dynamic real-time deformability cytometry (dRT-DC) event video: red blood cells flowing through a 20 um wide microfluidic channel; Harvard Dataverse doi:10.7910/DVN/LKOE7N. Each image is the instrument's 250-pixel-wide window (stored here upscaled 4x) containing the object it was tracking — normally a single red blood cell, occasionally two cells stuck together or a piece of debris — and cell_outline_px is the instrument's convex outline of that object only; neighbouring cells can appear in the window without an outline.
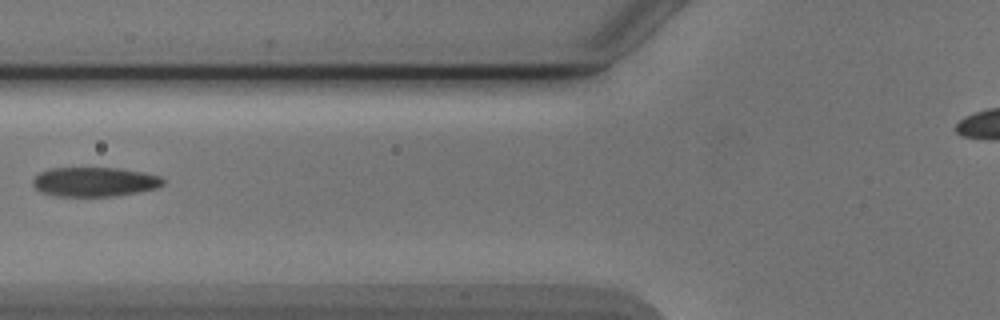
{"species": "Egyptian fruit bat (a non-hibernating species)", "species_latin": "Rousettus aegyptiacus", "temperature_condition": "cold", "stored_images_in_passage": 4, "camera_frame_rate_fps": 3000, "um_per_image_px": 0.085, "animal": {"sex": "male"}, "frame": {"image": 1, "passage_image": 3, "time_ms": 2.667, "image_size_px": [1000, 320], "cell_outline_px": [[164, 184], [156, 188], [116, 196], [56, 196], [40, 192], [32, 184], [32, 180], [40, 172], [52, 168], [116, 168], [144, 172], [160, 176], [164, 180]], "centroid_in_image_um": [8.03, 15.46], "position_along_channel_um": 117.8, "area_um2": 22.25}}
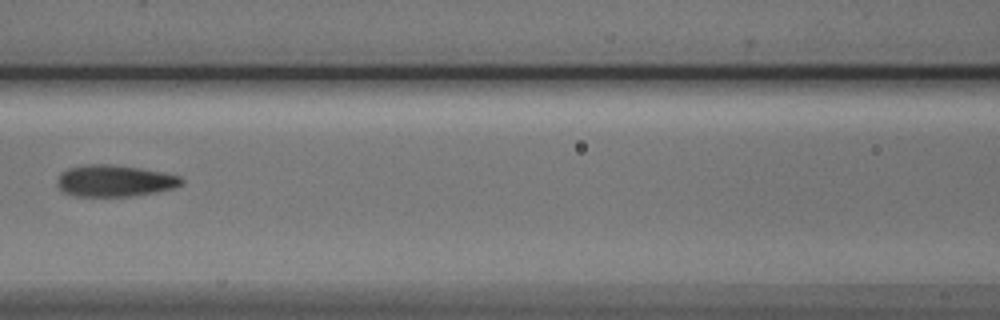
{"frame": {"image": 2, "passage_image": 4, "time_ms": 3.667, "image_size_px": [1000, 320], "cell_outline_px": [[184, 180], [180, 184], [172, 188], [156, 192], [132, 196], [72, 196], [60, 192], [56, 184], [56, 180], [60, 172], [68, 168], [84, 164], [112, 164], [140, 168], [164, 172], [180, 176]], "centroid_in_image_um": [9.66, 15.36], "position_along_channel_um": 156.9, "area_um2": 23.24}}